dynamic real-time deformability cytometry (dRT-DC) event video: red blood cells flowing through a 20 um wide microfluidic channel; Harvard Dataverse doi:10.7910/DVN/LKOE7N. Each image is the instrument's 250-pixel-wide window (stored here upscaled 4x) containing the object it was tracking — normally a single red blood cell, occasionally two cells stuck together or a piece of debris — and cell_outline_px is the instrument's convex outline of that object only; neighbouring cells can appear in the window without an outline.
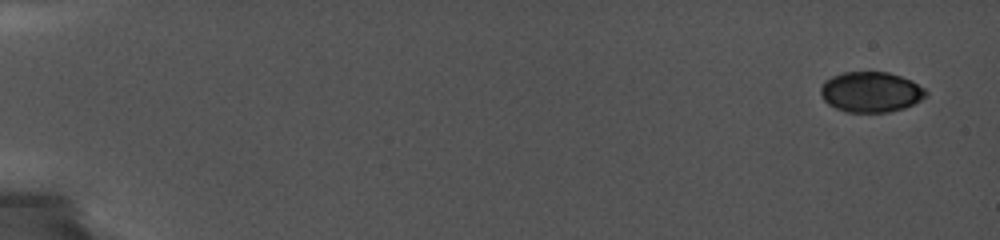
{"species": "common noctule bat (a hibernating species)", "species_latin": "Nyctalus noctula", "temperature_condition": "cold", "stored_images_in_passage": 8, "camera_frame_rate_fps": 5000, "um_per_image_px": 0.085, "animal": {"sex": "female", "body_mass_g": 19.0, "forearm_length_mm": 56.7}, "frame": {"image": 1, "passage_image": 1, "time_ms": 0.0, "image_size_px": [1000, 240], "cell_outline_px": [[928, 96], [904, 108], [888, 112], [848, 112], [836, 108], [828, 104], [824, 100], [820, 92], [820, 88], [824, 80], [832, 76], [844, 72], [888, 72], [912, 80], [924, 88], [928, 92]], "centroid_in_image_um": [74.02, 7.81], "position_along_channel_um": 11.0, "area_um2": 24.85}}
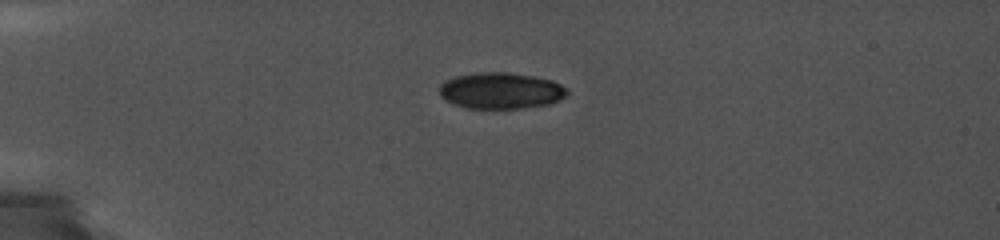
{"frame": {"image": 2, "passage_image": 6, "time_ms": 4.4, "image_size_px": [1000, 240], "cell_outline_px": [[568, 96], [548, 104], [520, 108], [464, 108], [444, 100], [440, 96], [440, 84], [444, 80], [456, 76], [472, 72], [508, 72], [532, 76], [552, 80], [568, 88]], "centroid_in_image_um": [42.55, 7.7], "position_along_channel_um": 42.5, "area_um2": 27.22}}